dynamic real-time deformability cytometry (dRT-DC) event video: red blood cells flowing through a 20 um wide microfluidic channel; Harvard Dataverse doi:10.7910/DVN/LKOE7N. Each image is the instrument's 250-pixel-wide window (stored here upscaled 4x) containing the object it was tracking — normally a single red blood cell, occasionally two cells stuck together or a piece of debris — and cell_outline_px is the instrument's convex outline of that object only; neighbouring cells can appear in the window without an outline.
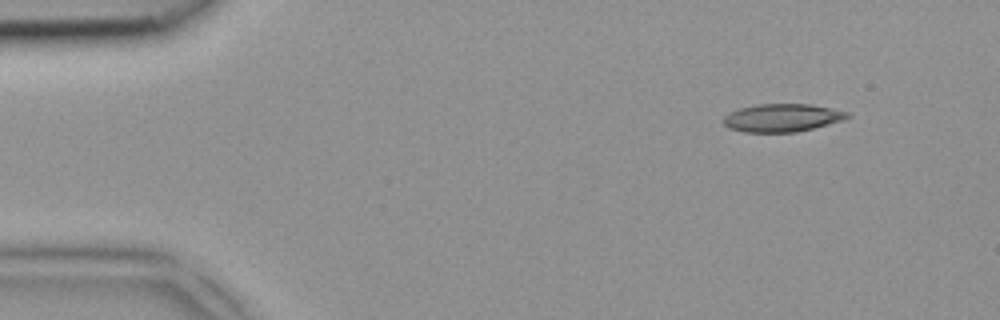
{"species": "common noctule bat (a hibernating species)", "species_latin": "Nyctalus noctula", "temperature_condition": "room temperature", "stored_images_in_passage": 4, "camera_frame_rate_fps": 3000, "um_per_image_px": 0.085, "animal": {"sex": "female", "body_mass_g": 18.4}, "frame": {"image": 1, "passage_image": 1, "time_ms": 0.0, "image_size_px": [1000, 320], "cell_outline_px": [[852, 116], [844, 120], [796, 132], [744, 132], [728, 128], [724, 124], [724, 116], [728, 112], [740, 108], [756, 104], [808, 104], [832, 108], [848, 112]], "centroid_in_image_um": [66.48, 10.01], "position_along_channel_um": 18.5, "area_um2": 20.23}}
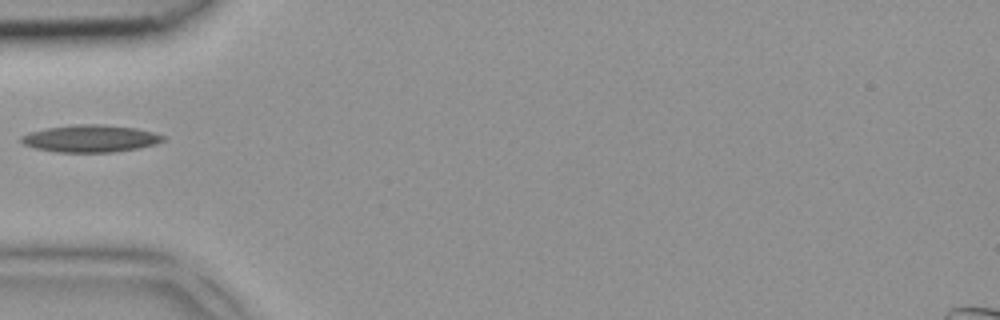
{"frame": {"image": 2, "passage_image": 4, "time_ms": 1.0, "image_size_px": [1000, 320], "cell_outline_px": [[168, 136], [164, 140], [156, 144], [140, 148], [112, 152], [56, 152], [36, 148], [24, 144], [20, 140], [20, 136], [32, 132], [48, 128], [76, 124], [100, 124], [136, 128]], "centroid_in_image_um": [7.74, 11.78], "position_along_channel_um": 77.3, "area_um2": 22.43}}